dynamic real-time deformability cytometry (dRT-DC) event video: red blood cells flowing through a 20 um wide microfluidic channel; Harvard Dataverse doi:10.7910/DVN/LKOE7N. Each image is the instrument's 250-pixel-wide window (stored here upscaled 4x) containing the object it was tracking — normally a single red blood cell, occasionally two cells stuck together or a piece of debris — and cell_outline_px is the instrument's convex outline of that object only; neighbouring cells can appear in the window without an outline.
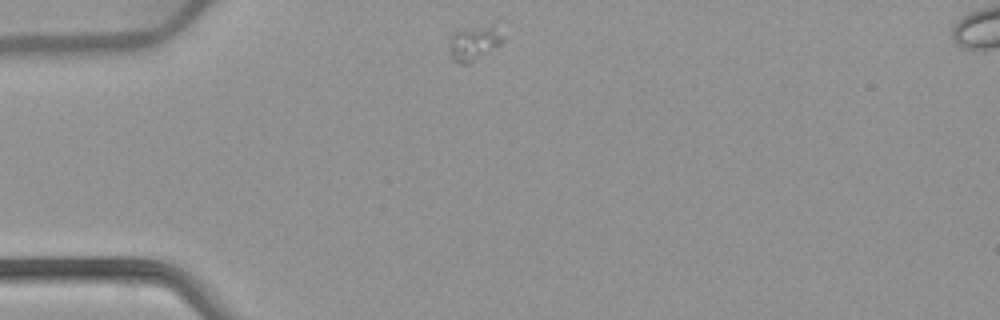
{"species": "common noctule bat (a hibernating species)", "species_latin": "Nyctalus noctula", "temperature_condition": "warm", "stored_images_in_passage": 42, "camera_frame_rate_fps": 3000, "um_per_image_px": 0.085, "animal": {"sex": "female", "body_mass_g": 22.7, "forearm_length_mm": 54.2}, "frame": {"image": 1, "passage_image": 1, "time_ms": 0.0, "image_size_px": [1000, 320], "cell_outline_px": [[508, 20], [504, 40], [500, 44], [468, 64], [460, 64], [448, 60], [452, 32], [456, 28], [500, 20]], "centroid_in_image_um": [40.45, 3.47], "position_along_channel_um": 44.6, "area_um2": 12.66}}
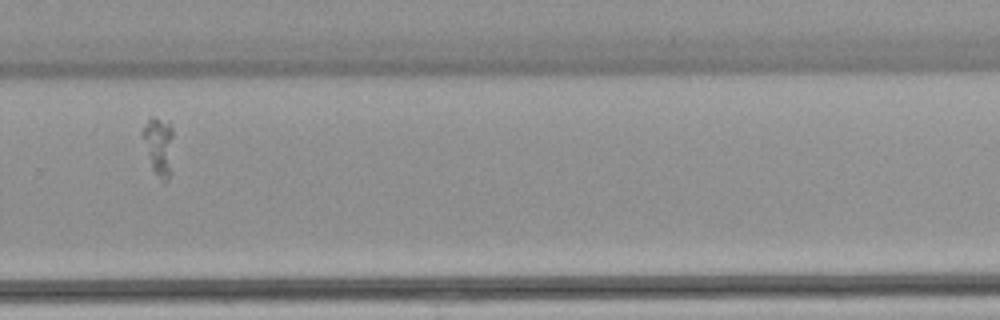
{"frame": {"image": 2, "passage_image": 25, "time_ms": 8.0, "image_size_px": [1000, 320], "cell_outline_px": [[172, 172], [168, 180], [164, 184], [152, 168], [140, 132], [148, 120], [152, 116], [168, 124], [172, 128]], "centroid_in_image_um": [13.5, 12.48], "position_along_channel_um": 316.3, "area_um2": 10.4}}
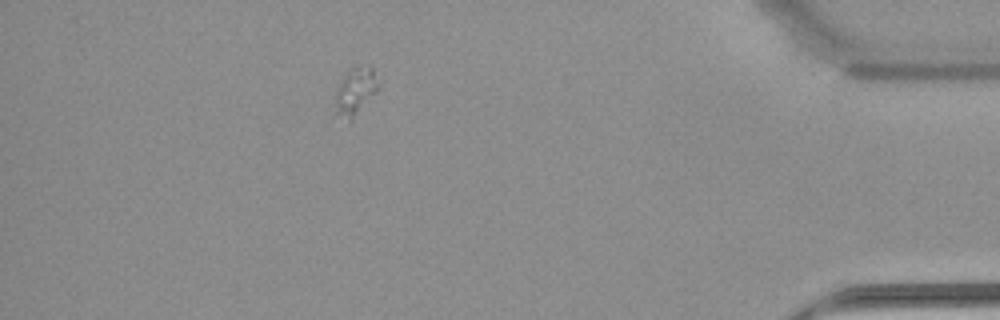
{"frame": {"image": 3, "passage_image": 36, "time_ms": 11.667, "image_size_px": [1000, 320], "cell_outline_px": [[380, 84], [352, 116], [336, 112], [336, 92], [344, 72], [352, 68], [372, 68], [380, 80]], "centroid_in_image_um": [30.21, 7.61], "position_along_channel_um": 405.0, "area_um2": 10.52}}